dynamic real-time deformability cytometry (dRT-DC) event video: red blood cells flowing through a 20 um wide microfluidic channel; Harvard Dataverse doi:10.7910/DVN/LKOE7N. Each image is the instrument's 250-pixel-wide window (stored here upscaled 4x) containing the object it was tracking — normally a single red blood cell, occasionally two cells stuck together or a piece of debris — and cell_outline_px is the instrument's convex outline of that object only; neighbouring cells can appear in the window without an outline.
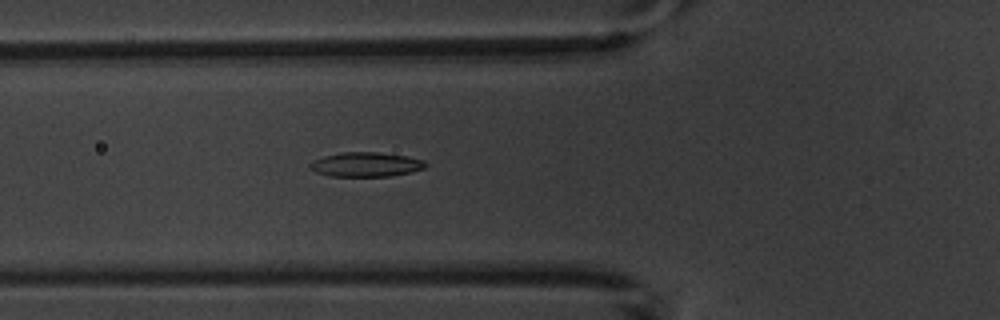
{"species": "common noctule bat (a hibernating species)", "species_latin": "Nyctalus noctula", "temperature_condition": "warm", "stored_images_in_passage": 6, "camera_frame_rate_fps": 3000, "um_per_image_px": 0.085, "animal": {"sex": "male", "body_mass_g": 20.1, "forearm_length_mm": 53.5}, "frame": {"image": 1, "passage_image": 6, "time_ms": 6.667, "image_size_px": [1000, 320], "cell_outline_px": [[428, 164], [424, 168], [412, 172], [392, 176], [332, 176], [316, 172], [308, 168], [308, 164], [312, 160], [324, 156], [340, 152], [376, 152], [408, 156], [424, 160]], "centroid_in_image_um": [31.1, 13.98], "position_along_channel_um": 94.7, "area_um2": 16.65}}